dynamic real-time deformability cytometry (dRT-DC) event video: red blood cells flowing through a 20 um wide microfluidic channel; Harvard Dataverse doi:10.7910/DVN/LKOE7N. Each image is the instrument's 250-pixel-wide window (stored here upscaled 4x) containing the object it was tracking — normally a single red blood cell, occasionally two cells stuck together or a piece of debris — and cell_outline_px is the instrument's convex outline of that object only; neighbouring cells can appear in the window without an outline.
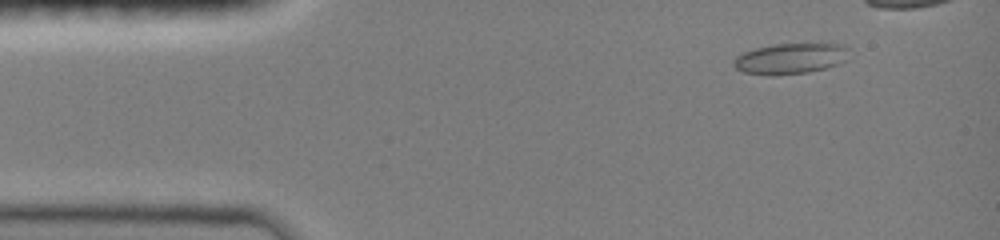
{"species": "common noctule bat (a hibernating species)", "species_latin": "Nyctalus noctula", "temperature_condition": "room temperature", "stored_images_in_passage": 41, "segment_of_instrument_passage": [1, 2], "camera_frame_rate_fps": 3000, "um_per_image_px": 0.085, "animal": {"sex": "female", "body_mass_g": 19.0, "forearm_length_mm": 51.5}, "frame": {"image": 1, "passage_image": 5, "time_ms": 1.333, "image_size_px": [1000, 240], "cell_outline_px": [[848, 48], [844, 60], [840, 64], [808, 72], [772, 76], [744, 72], [736, 68], [732, 64], [732, 60], [736, 56], [744, 52], [756, 48], [772, 44], [844, 44]], "centroid_in_image_um": [67.14, 4.98], "position_along_channel_um": 17.9, "area_um2": 20.58}}
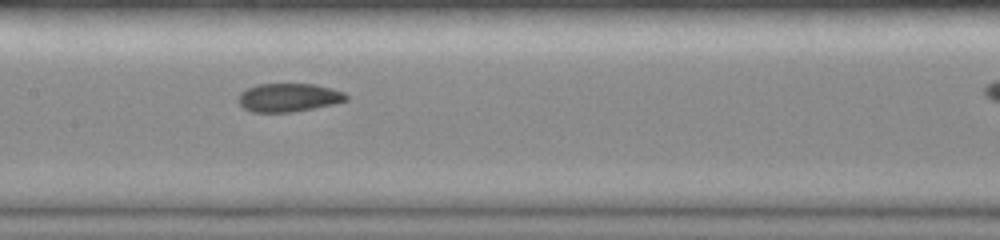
{"frame": {"image": 2, "passage_image": 23, "time_ms": 7.333, "image_size_px": [1000, 240], "cell_outline_px": [[348, 100], [332, 104], [292, 112], [252, 112], [244, 108], [236, 100], [236, 96], [240, 92], [248, 88], [260, 84], [316, 84], [332, 88], [344, 92], [348, 96]], "centroid_in_image_um": [24.51, 8.28], "position_along_channel_um": 182.9, "area_um2": 17.92}}
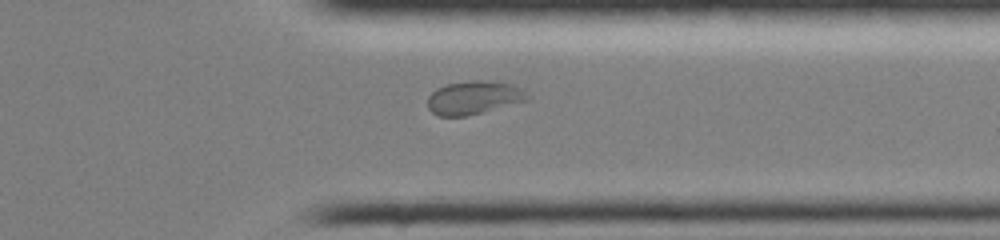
{"frame": {"image": 3, "passage_image": 37, "time_ms": 12.0, "image_size_px": [1000, 240], "cell_outline_px": [[532, 96], [528, 100], [464, 116], [440, 116], [432, 112], [428, 108], [428, 96], [436, 88], [448, 84], [468, 80], [488, 80], [512, 84], [520, 88]], "centroid_in_image_um": [40.28, 8.28], "position_along_channel_um": 371.1, "area_um2": 19.31}}